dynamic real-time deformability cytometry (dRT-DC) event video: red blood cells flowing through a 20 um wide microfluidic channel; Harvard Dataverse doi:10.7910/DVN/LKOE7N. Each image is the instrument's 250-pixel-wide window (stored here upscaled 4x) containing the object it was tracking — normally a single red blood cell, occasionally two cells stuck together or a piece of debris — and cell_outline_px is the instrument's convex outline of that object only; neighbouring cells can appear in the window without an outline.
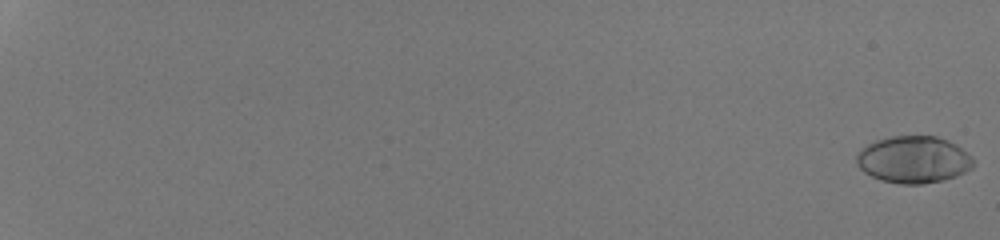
{"species": "human", "species_latin": "Homo sapiens", "temperature_condition": "room temperature", "stored_images_in_passage": 47, "camera_frame_rate_fps": 3000, "um_per_image_px": 0.085, "donor": {"sex": "male"}, "frame": {"image": 1, "passage_image": 1, "time_ms": 0.0, "image_size_px": [1000, 240], "cell_outline_px": [[976, 160], [972, 168], [956, 176], [944, 180], [924, 184], [900, 184], [880, 180], [864, 172], [856, 164], [856, 156], [860, 148], [876, 140], [892, 136], [936, 136], [948, 140], [956, 144], [972, 156]], "centroid_in_image_um": [77.66, 13.57], "position_along_channel_um": 7.3, "area_um2": 32.31}}
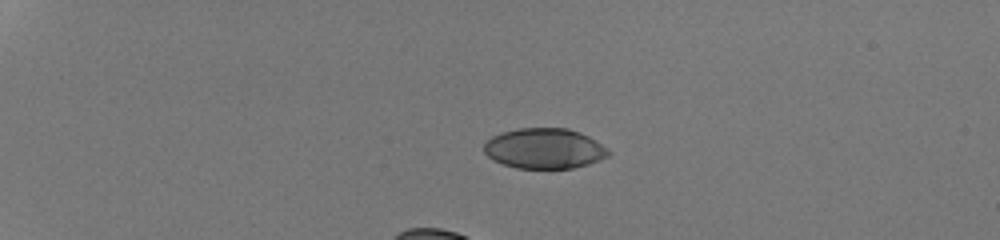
{"frame": {"image": 2, "passage_image": 16, "time_ms": 5.0, "image_size_px": [1000, 240], "cell_outline_px": [[612, 152], [608, 156], [600, 160], [588, 164], [572, 168], [516, 168], [492, 160], [484, 152], [484, 144], [492, 136], [500, 132], [516, 128], [568, 128], [580, 132], [596, 140], [608, 148]], "centroid_in_image_um": [46.28, 12.61], "position_along_channel_um": 38.7, "area_um2": 29.48}}
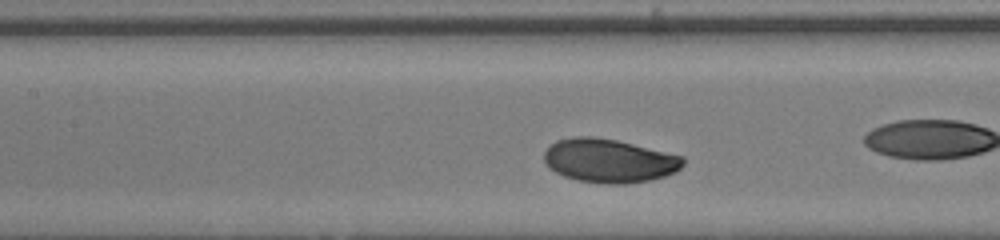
{"frame": {"image": 3, "passage_image": 29, "time_ms": 9.333, "image_size_px": [1000, 240], "cell_outline_px": [[684, 164], [676, 172], [652, 180], [624, 184], [604, 184], [576, 180], [564, 176], [548, 168], [544, 160], [544, 152], [556, 140], [576, 136], [592, 136], [616, 140], [684, 156]], "centroid_in_image_um": [51.78, 13.67], "position_along_channel_um": 155.6, "area_um2": 35.55}, "authors_computed_cell_mechanics": {"area_um2": 33.5818, "velocity_mm_per_s": 4.21, "shape_relaxation_time_tau1_ms": 1.7074, "shape_relaxation_time_tau2_ms": null, "deformation_change_tau1": 0.0924, "deformation_change_tau2": null}}